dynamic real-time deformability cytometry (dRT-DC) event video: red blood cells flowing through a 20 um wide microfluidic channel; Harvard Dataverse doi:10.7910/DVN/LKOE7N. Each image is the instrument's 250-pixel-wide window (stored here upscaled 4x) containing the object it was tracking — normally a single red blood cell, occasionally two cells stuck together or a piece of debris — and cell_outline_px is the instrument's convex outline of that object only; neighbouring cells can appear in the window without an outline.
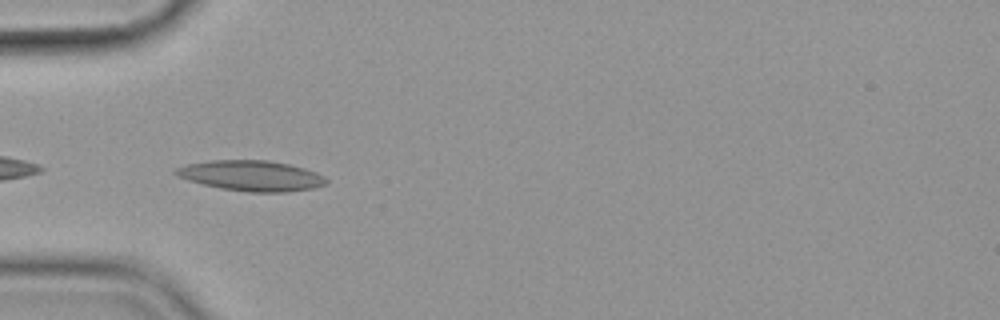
{"species": "common noctule bat (a hibernating species)", "species_latin": "Nyctalus noctula", "temperature_condition": "cold", "stored_images_in_passage": 34, "camera_frame_rate_fps": 3000, "um_per_image_px": 0.085, "animal": {"sex": "female", "body_mass_g": 19.9}, "frame": {"image": 1, "passage_image": 1, "time_ms": 0.0, "image_size_px": [1000, 320], "cell_outline_px": [[328, 180], [324, 184], [312, 188], [284, 192], [248, 192], [220, 188], [188, 180], [176, 176], [172, 172], [176, 168], [188, 164], [212, 160], [268, 160], [288, 164], [304, 168], [316, 172], [324, 176]], "centroid_in_image_um": [21.34, 14.93], "position_along_channel_um": 63.7, "area_um2": 26.53}}
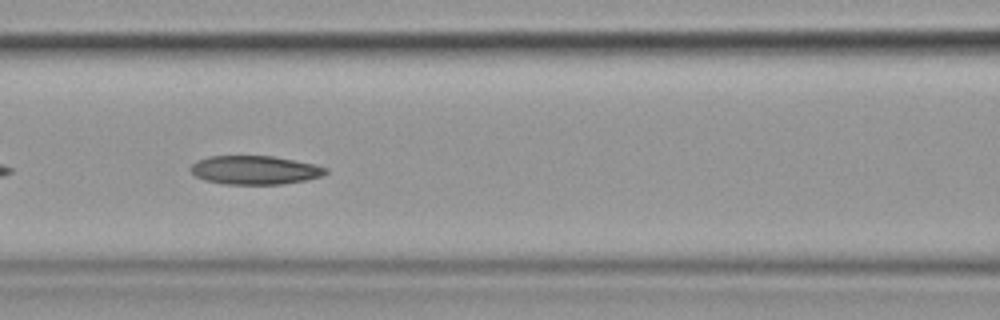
{"frame": {"image": 2, "passage_image": 8, "time_ms": 2.333, "image_size_px": [1000, 320], "cell_outline_px": [[328, 172], [320, 176], [304, 180], [280, 184], [224, 184], [204, 180], [196, 176], [188, 168], [196, 160], [208, 156], [272, 156], [296, 160], [316, 164], [328, 168]], "centroid_in_image_um": [21.64, 14.44], "position_along_channel_um": 145.0, "area_um2": 22.66}}
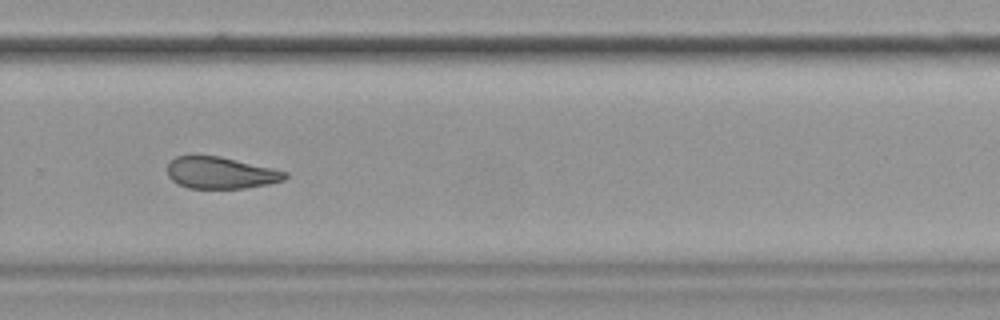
{"frame": {"image": 3, "passage_image": 22, "time_ms": 7.0, "image_size_px": [1000, 320], "cell_outline_px": [[288, 176], [284, 180], [268, 184], [244, 188], [188, 188], [172, 180], [168, 176], [168, 164], [176, 156], [220, 156], [272, 168], [288, 172]], "centroid_in_image_um": [18.78, 14.69], "position_along_channel_um": 311.0, "area_um2": 21.56}}